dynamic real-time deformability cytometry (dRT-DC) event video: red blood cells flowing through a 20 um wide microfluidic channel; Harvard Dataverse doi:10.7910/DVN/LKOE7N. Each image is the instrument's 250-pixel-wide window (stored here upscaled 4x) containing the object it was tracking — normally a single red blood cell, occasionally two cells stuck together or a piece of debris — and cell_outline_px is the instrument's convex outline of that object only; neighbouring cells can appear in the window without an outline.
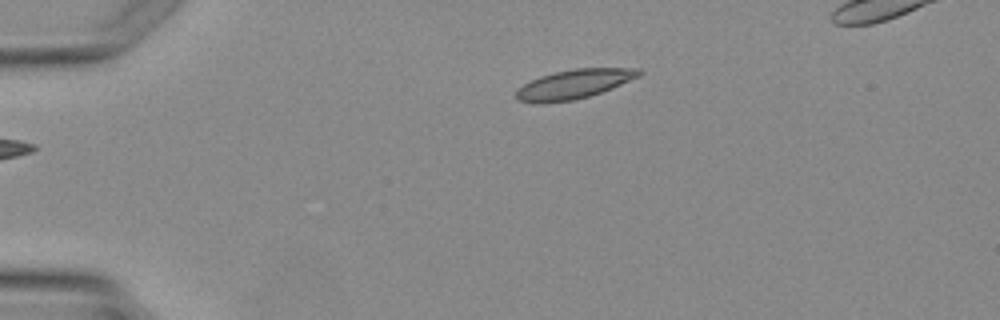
{"species": "Egyptian fruit bat (a non-hibernating species)", "species_latin": "Rousettus aegyptiacus", "temperature_condition": "warm", "stored_images_in_passage": 3, "camera_frame_rate_fps": 3000, "um_per_image_px": 0.085, "animal": {"sex": "female"}, "frame": {"image": 1, "passage_image": 1, "time_ms": 0.0, "image_size_px": [1000, 320], "cell_outline_px": [[644, 72], [640, 76], [612, 88], [588, 96], [572, 100], [516, 100], [516, 88], [540, 76], [556, 72], [576, 68], [640, 68]], "centroid_in_image_um": [48.89, 7.09], "position_along_channel_um": 36.1, "area_um2": 20.11}}